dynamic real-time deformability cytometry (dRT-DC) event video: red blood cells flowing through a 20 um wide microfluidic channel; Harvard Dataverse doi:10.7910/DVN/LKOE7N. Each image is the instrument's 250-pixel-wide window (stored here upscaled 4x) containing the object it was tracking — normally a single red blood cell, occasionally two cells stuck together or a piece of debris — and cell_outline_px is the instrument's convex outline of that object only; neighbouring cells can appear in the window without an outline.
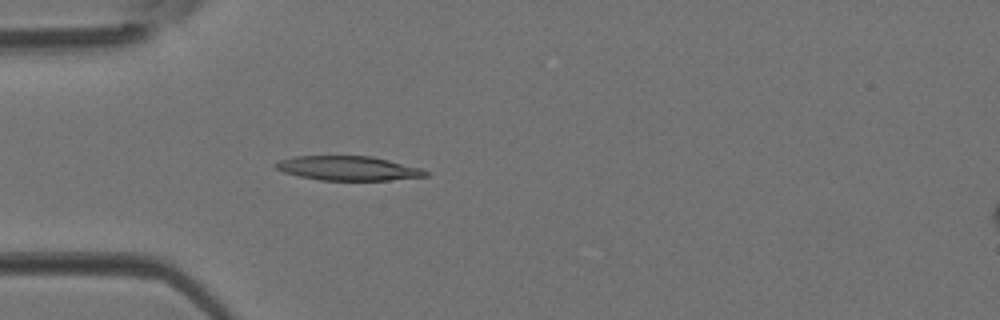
{"species": "Egyptian fruit bat (a non-hibernating species)", "species_latin": "Rousettus aegyptiacus", "temperature_condition": "room temperature", "stored_images_in_passage": 3, "segment_of_instrument_passage": [1, 2], "camera_frame_rate_fps": 3000, "um_per_image_px": 0.085, "animal": {"sex": "female"}, "frame": {"image": 1, "passage_image": 2, "time_ms": 0.333, "image_size_px": [1000, 320], "cell_outline_px": [[428, 176], [388, 180], [320, 180], [300, 176], [284, 172], [276, 168], [272, 164], [280, 160], [296, 156], [372, 156], [420, 168], [428, 172]], "centroid_in_image_um": [29.57, 14.3], "position_along_channel_um": 55.4, "area_um2": 21.04}}